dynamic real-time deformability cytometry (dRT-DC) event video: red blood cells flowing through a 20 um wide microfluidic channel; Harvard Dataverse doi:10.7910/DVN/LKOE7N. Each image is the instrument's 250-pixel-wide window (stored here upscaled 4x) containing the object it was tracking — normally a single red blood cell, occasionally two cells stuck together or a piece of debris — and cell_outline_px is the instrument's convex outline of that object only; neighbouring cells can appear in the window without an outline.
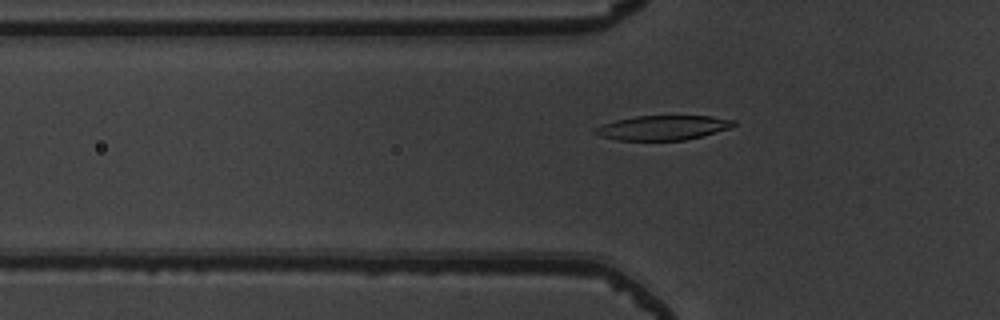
{"species": "common noctule bat (a hibernating species)", "species_latin": "Nyctalus noctula", "temperature_condition": "warm", "stored_images_in_passage": 47, "camera_frame_rate_fps": 3000, "um_per_image_px": 0.085, "animal": {"sex": "male", "body_mass_g": 19.5, "forearm_length_mm": 54.6}, "frame": {"image": 1, "passage_image": 12, "time_ms": 3.667, "image_size_px": [1000, 320], "cell_outline_px": [[736, 124], [728, 128], [700, 136], [684, 140], [616, 140], [600, 136], [592, 132], [592, 128], [600, 124], [616, 120], [636, 116], [712, 116], [736, 120]], "centroid_in_image_um": [56.26, 10.85], "position_along_channel_um": 69.5, "area_um2": 19.83}}
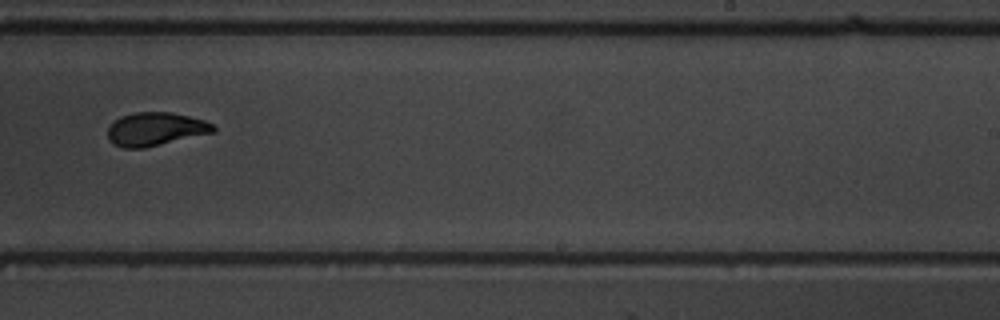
{"frame": {"image": 2, "passage_image": 28, "time_ms": 9.0, "image_size_px": [1000, 320], "cell_outline_px": [[216, 132], [144, 148], [124, 148], [112, 144], [108, 140], [108, 128], [120, 116], [136, 112], [172, 112], [204, 120], [212, 124], [216, 128]], "centroid_in_image_um": [13.22, 10.98], "position_along_channel_um": 275.8, "area_um2": 20.58}}
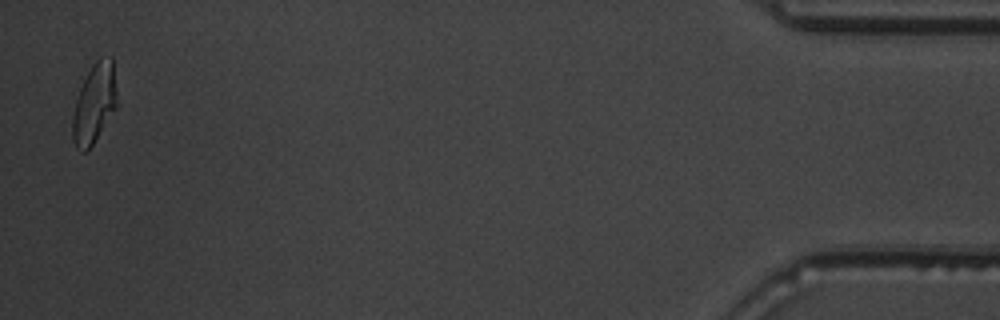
{"frame": {"image": 3, "passage_image": 46, "time_ms": 15.0, "image_size_px": [1000, 320], "cell_outline_px": [[116, 108], [92, 144], [84, 152], [80, 152], [76, 148], [72, 140], [72, 116], [76, 100], [80, 88], [92, 64], [100, 56], [112, 56], [116, 92]], "centroid_in_image_um": [8.0, 8.78], "position_along_channel_um": 427.2, "area_um2": 20.4}, "authors_computed_cell_mechanics": {"area_um2": 20.4034, "velocity_mm_per_s": 3.8836, "shape_relaxation_time_tau1_ms": 2.862, "shape_relaxation_time_tau2_ms": 1.3751, "deformation_change_tau1": 0.1746, "deformation_change_tau2": 0.0684}}